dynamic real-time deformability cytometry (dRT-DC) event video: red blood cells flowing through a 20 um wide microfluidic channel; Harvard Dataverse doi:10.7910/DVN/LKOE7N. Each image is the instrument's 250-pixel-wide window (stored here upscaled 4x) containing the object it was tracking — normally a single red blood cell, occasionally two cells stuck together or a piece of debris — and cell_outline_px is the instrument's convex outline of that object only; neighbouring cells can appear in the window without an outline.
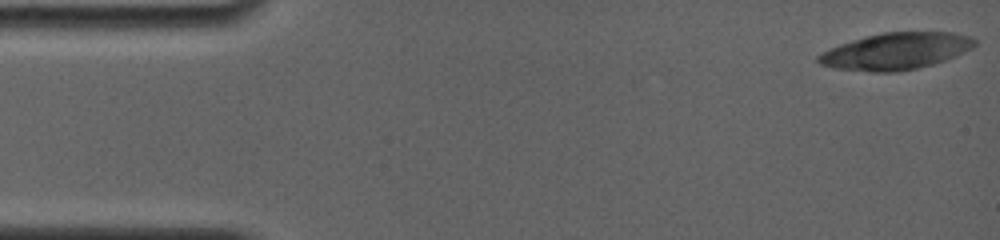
{"species": "common noctule bat (a hibernating species)", "species_latin": "Nyctalus noctula", "temperature_condition": "room temperature", "stored_images_in_passage": 9, "camera_frame_rate_fps": 4000, "um_per_image_px": 0.085, "animal": {"sex": "female", "body_mass_g": 19.0, "forearm_length_mm": 56.7}, "frame": {"image": 1, "passage_image": 1, "time_ms": 0.0, "image_size_px": [1000, 240], "cell_outline_px": [[976, 44], [972, 48], [964, 52], [944, 60], [932, 64], [916, 68], [896, 72], [876, 72], [832, 68], [820, 64], [816, 60], [816, 56], [840, 44], [852, 40], [884, 32], [952, 32], [968, 36], [976, 40]], "centroid_in_image_um": [76.14, 4.35], "position_along_channel_um": 8.9, "area_um2": 33.12}}
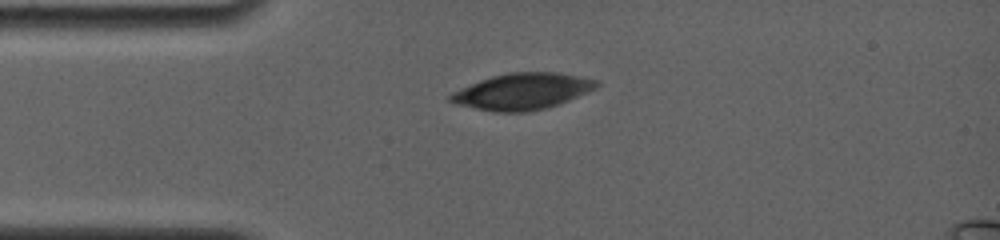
{"frame": {"image": 2, "passage_image": 6, "time_ms": 3.75, "image_size_px": [1000, 240], "cell_outline_px": [[600, 84], [596, 88], [588, 92], [568, 100], [544, 108], [524, 112], [496, 112], [456, 104], [448, 100], [448, 96], [452, 92], [480, 80], [492, 76], [512, 72], [556, 72], [596, 80]], "centroid_in_image_um": [44.37, 7.76], "position_along_channel_um": 40.6, "area_um2": 30.46}}
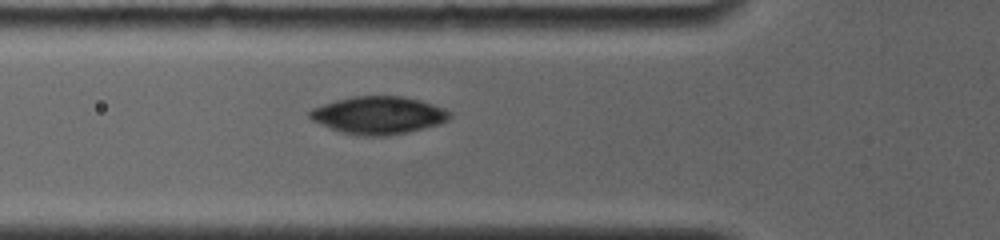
{"frame": {"image": 3, "passage_image": 9, "time_ms": 5.75, "image_size_px": [1000, 240], "cell_outline_px": [[452, 116], [448, 120], [440, 124], [408, 132], [388, 136], [364, 136], [344, 132], [332, 128], [312, 120], [308, 116], [308, 112], [312, 108], [336, 100], [356, 96], [404, 96], [420, 100], [444, 108], [452, 112]], "centroid_in_image_um": [32.22, 9.79], "position_along_channel_um": 93.6, "area_um2": 30.58}}